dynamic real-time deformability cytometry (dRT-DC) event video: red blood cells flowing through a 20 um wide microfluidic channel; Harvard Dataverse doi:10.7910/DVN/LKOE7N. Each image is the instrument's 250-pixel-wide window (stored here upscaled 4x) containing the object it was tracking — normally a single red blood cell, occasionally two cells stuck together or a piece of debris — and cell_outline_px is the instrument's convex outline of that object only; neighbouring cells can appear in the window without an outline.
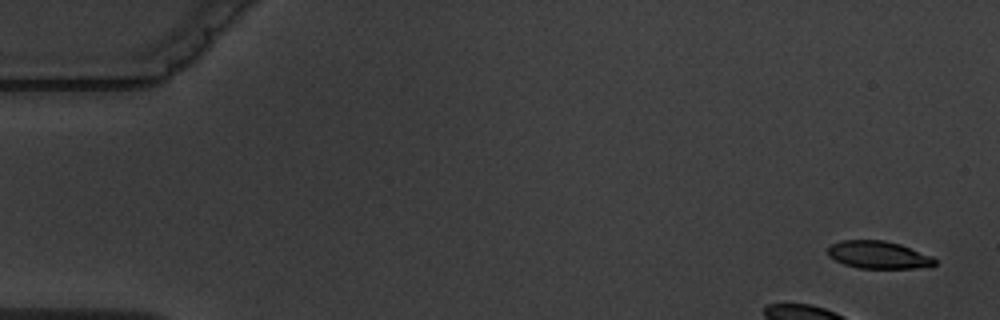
{"species": "common noctule bat (a hibernating species)", "species_latin": "Nyctalus noctula", "temperature_condition": "warm", "stored_images_in_passage": 9, "camera_frame_rate_fps": 3000, "um_per_image_px": 0.085, "animal": {"sex": "male", "body_mass_g": 19.5, "forearm_length_mm": 54.6}, "frame": {"image": 1, "passage_image": 1, "time_ms": 0.0, "image_size_px": [1000, 320], "cell_outline_px": [[936, 264], [932, 268], [860, 268], [844, 264], [828, 256], [828, 248], [832, 244], [840, 240], [884, 240], [900, 244], [932, 256], [936, 260]], "centroid_in_image_um": [74.71, 21.67], "position_along_channel_um": 10.3, "area_um2": 17.28}}